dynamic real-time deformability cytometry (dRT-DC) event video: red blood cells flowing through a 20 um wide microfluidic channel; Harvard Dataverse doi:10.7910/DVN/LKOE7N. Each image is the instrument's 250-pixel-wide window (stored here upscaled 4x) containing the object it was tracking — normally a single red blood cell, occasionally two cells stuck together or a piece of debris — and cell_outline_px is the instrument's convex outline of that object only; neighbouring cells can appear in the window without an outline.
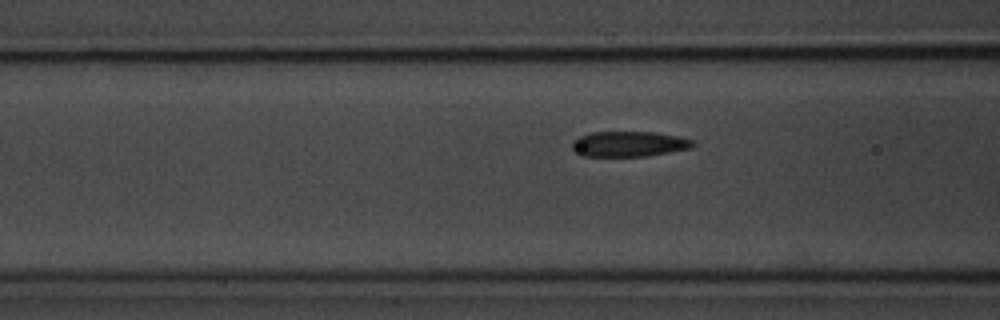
{"species": "common noctule bat (a hibernating species)", "species_latin": "Nyctalus noctula", "temperature_condition": "room temperature", "stored_images_in_passage": 25, "camera_frame_rate_fps": 3000, "um_per_image_px": 0.085, "animal": {"sex": "male", "body_mass_g": 20.1, "forearm_length_mm": 53.5}, "frame": {"image": 1, "passage_image": 15, "time_ms": 4.667, "image_size_px": [1000, 320], "cell_outline_px": [[696, 144], [692, 148], [648, 156], [580, 156], [572, 148], [572, 140], [580, 136], [592, 132], [656, 132], [696, 140]], "centroid_in_image_um": [53.48, 12.24], "position_along_channel_um": 113.1, "area_um2": 18.03}}